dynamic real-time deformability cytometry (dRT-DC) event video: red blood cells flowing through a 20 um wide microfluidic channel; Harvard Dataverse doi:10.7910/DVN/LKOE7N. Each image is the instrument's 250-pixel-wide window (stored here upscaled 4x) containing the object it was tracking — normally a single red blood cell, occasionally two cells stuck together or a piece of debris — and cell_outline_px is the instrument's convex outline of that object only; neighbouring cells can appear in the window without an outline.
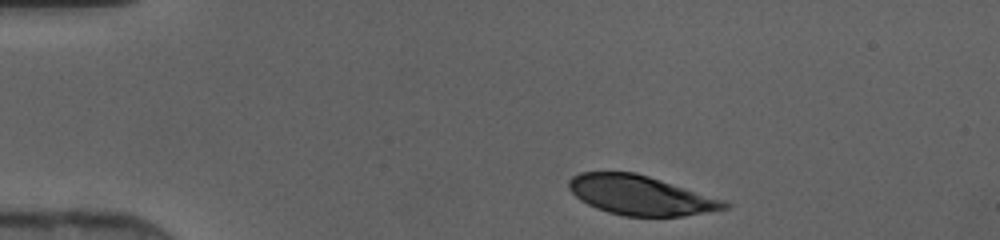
{"species": "human", "species_latin": "Homo sapiens", "temperature_condition": "cold", "stored_images_in_passage": 38, "camera_frame_rate_fps": 3000, "um_per_image_px": 0.085, "donor": {"sex": "female"}, "frame": {"image": 1, "passage_image": 1, "time_ms": 0.0, "image_size_px": [1000, 240], "cell_outline_px": [[732, 204], [728, 208], [684, 216], [624, 216], [608, 212], [596, 208], [580, 200], [568, 188], [568, 180], [572, 176], [580, 172], [636, 172], [728, 200]], "centroid_in_image_um": [54.49, 16.59], "position_along_channel_um": 30.5, "area_um2": 36.07}}
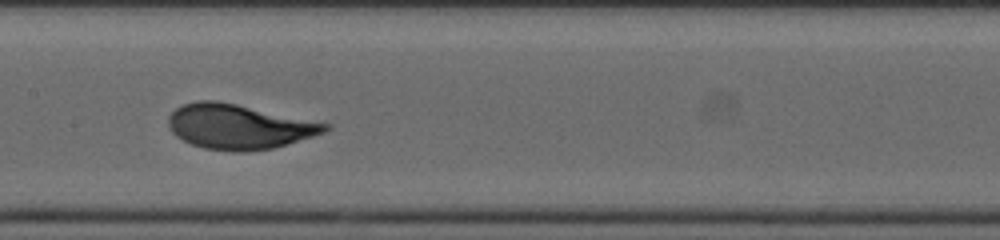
{"frame": {"image": 2, "passage_image": 16, "time_ms": 5.0, "image_size_px": [1000, 240], "cell_outline_px": [[332, 128], [324, 132], [312, 136], [272, 148], [244, 152], [232, 152], [204, 148], [192, 144], [176, 136], [172, 132], [168, 124], [168, 116], [176, 108], [184, 104], [196, 100], [216, 100], [236, 104], [332, 124]], "centroid_in_image_um": [20.29, 10.76], "position_along_channel_um": 187.1, "area_um2": 40.75}}
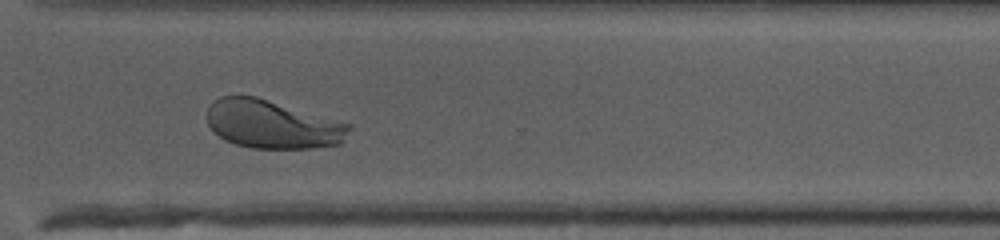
{"frame": {"image": 3, "passage_image": 27, "time_ms": 8.667, "image_size_px": [1000, 240], "cell_outline_px": [[352, 128], [340, 144], [312, 148], [252, 148], [236, 144], [224, 140], [208, 124], [208, 108], [220, 96], [256, 96], [352, 124]], "centroid_in_image_um": [23.19, 10.57], "position_along_channel_um": 347.4, "area_um2": 39.82}}